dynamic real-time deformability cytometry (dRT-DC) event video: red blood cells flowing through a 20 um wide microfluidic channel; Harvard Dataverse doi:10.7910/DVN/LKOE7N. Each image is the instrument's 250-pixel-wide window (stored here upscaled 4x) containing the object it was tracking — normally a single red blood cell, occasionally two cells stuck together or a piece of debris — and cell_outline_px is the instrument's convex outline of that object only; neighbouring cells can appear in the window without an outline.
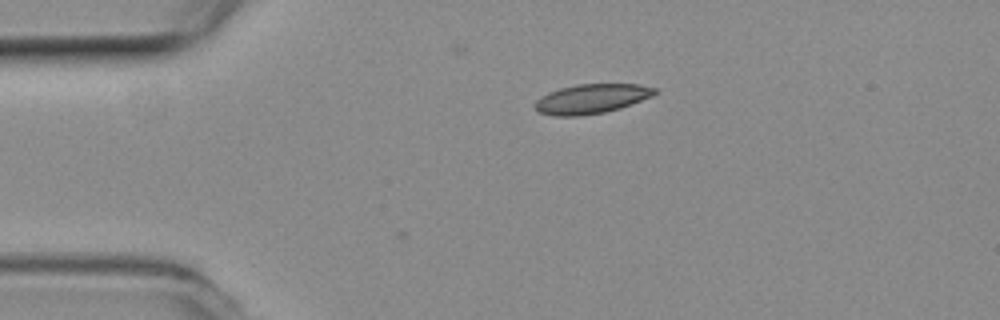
{"species": "common noctule bat (a hibernating species)", "species_latin": "Nyctalus noctula", "temperature_condition": "room temperature", "stored_images_in_passage": 2, "camera_frame_rate_fps": 3000, "um_per_image_px": 0.085, "animal": {"sex": "female", "body_mass_g": 19.3, "forearm_length_mm": 54.1}, "frame": {"image": 1, "passage_image": 2, "time_ms": 0.333, "image_size_px": [1000, 320], "cell_outline_px": [[656, 92], [652, 96], [620, 108], [604, 112], [580, 116], [556, 116], [540, 112], [536, 108], [536, 100], [548, 92], [560, 88], [576, 84], [640, 84], [656, 88]], "centroid_in_image_um": [50.28, 8.39], "position_along_channel_um": 34.7, "area_um2": 20.4}}